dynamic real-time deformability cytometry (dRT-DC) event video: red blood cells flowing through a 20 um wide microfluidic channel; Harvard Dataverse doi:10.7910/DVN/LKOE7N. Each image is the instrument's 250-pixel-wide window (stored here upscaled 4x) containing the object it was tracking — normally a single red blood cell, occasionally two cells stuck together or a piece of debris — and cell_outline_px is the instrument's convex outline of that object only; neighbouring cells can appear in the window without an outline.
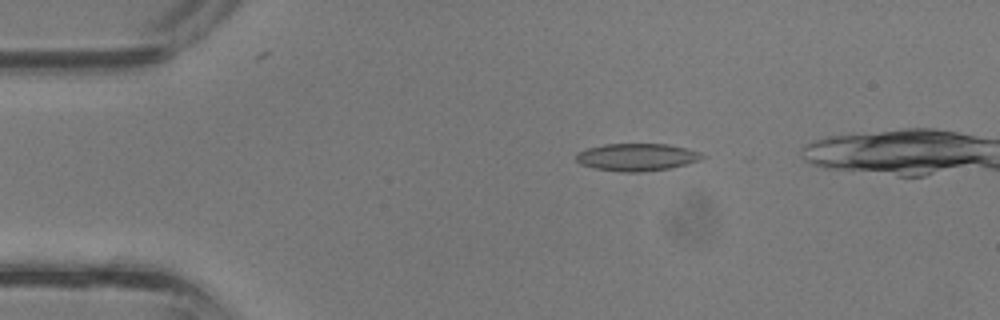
{"species": "common noctule bat (a hibernating species)", "species_latin": "Nyctalus noctula", "temperature_condition": "room temperature", "stored_images_in_passage": 6, "camera_frame_rate_fps": 3000, "um_per_image_px": 0.085, "animal": {"sex": "male", "body_mass_g": 13.3}, "frame": {"image": 1, "passage_image": 1, "time_ms": 0.0, "image_size_px": [1000, 320], "cell_outline_px": [[704, 156], [700, 160], [688, 164], [668, 168], [640, 172], [624, 172], [592, 168], [580, 164], [576, 160], [576, 156], [580, 152], [588, 148], [604, 144], [668, 144], [688, 148], [700, 152]], "centroid_in_image_um": [54.15, 13.35], "position_along_channel_um": 30.9, "area_um2": 20.11}}